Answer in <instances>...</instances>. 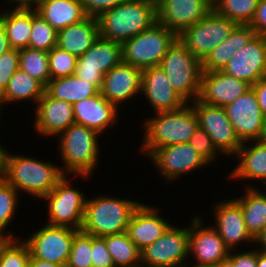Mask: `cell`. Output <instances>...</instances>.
Segmentation results:
<instances>
[{
    "label": "cell",
    "instance_id": "cell-26",
    "mask_svg": "<svg viewBox=\"0 0 266 267\" xmlns=\"http://www.w3.org/2000/svg\"><path fill=\"white\" fill-rule=\"evenodd\" d=\"M233 157H236L239 163L235 164L229 179L255 182L259 179L266 184V141L244 142Z\"/></svg>",
    "mask_w": 266,
    "mask_h": 267
},
{
    "label": "cell",
    "instance_id": "cell-38",
    "mask_svg": "<svg viewBox=\"0 0 266 267\" xmlns=\"http://www.w3.org/2000/svg\"><path fill=\"white\" fill-rule=\"evenodd\" d=\"M57 37L58 31L52 28L36 10H32L29 47L49 52L57 47Z\"/></svg>",
    "mask_w": 266,
    "mask_h": 267
},
{
    "label": "cell",
    "instance_id": "cell-31",
    "mask_svg": "<svg viewBox=\"0 0 266 267\" xmlns=\"http://www.w3.org/2000/svg\"><path fill=\"white\" fill-rule=\"evenodd\" d=\"M45 92L50 97L74 104L95 96L100 90L91 82L81 80L73 74L51 79L45 86Z\"/></svg>",
    "mask_w": 266,
    "mask_h": 267
},
{
    "label": "cell",
    "instance_id": "cell-40",
    "mask_svg": "<svg viewBox=\"0 0 266 267\" xmlns=\"http://www.w3.org/2000/svg\"><path fill=\"white\" fill-rule=\"evenodd\" d=\"M92 235L79 230L74 235L71 252L65 267H92Z\"/></svg>",
    "mask_w": 266,
    "mask_h": 267
},
{
    "label": "cell",
    "instance_id": "cell-43",
    "mask_svg": "<svg viewBox=\"0 0 266 267\" xmlns=\"http://www.w3.org/2000/svg\"><path fill=\"white\" fill-rule=\"evenodd\" d=\"M20 53L10 49L0 57V95L4 92L12 75L19 69Z\"/></svg>",
    "mask_w": 266,
    "mask_h": 267
},
{
    "label": "cell",
    "instance_id": "cell-33",
    "mask_svg": "<svg viewBox=\"0 0 266 267\" xmlns=\"http://www.w3.org/2000/svg\"><path fill=\"white\" fill-rule=\"evenodd\" d=\"M0 18L4 21V29L10 48L20 50L29 47L32 10L2 9Z\"/></svg>",
    "mask_w": 266,
    "mask_h": 267
},
{
    "label": "cell",
    "instance_id": "cell-50",
    "mask_svg": "<svg viewBox=\"0 0 266 267\" xmlns=\"http://www.w3.org/2000/svg\"><path fill=\"white\" fill-rule=\"evenodd\" d=\"M0 143V181L5 180L7 173V159L9 155L8 149L4 148V145Z\"/></svg>",
    "mask_w": 266,
    "mask_h": 267
},
{
    "label": "cell",
    "instance_id": "cell-13",
    "mask_svg": "<svg viewBox=\"0 0 266 267\" xmlns=\"http://www.w3.org/2000/svg\"><path fill=\"white\" fill-rule=\"evenodd\" d=\"M192 217L194 218L189 223V257L191 259H188V262L194 258L192 261L195 266L213 267L229 256L230 249L218 231L211 224L205 223L202 214H194Z\"/></svg>",
    "mask_w": 266,
    "mask_h": 267
},
{
    "label": "cell",
    "instance_id": "cell-52",
    "mask_svg": "<svg viewBox=\"0 0 266 267\" xmlns=\"http://www.w3.org/2000/svg\"><path fill=\"white\" fill-rule=\"evenodd\" d=\"M29 267H64L63 265H58L49 261L34 258L32 255L29 260Z\"/></svg>",
    "mask_w": 266,
    "mask_h": 267
},
{
    "label": "cell",
    "instance_id": "cell-45",
    "mask_svg": "<svg viewBox=\"0 0 266 267\" xmlns=\"http://www.w3.org/2000/svg\"><path fill=\"white\" fill-rule=\"evenodd\" d=\"M127 0H80L87 16L98 17L104 11L112 9Z\"/></svg>",
    "mask_w": 266,
    "mask_h": 267
},
{
    "label": "cell",
    "instance_id": "cell-32",
    "mask_svg": "<svg viewBox=\"0 0 266 267\" xmlns=\"http://www.w3.org/2000/svg\"><path fill=\"white\" fill-rule=\"evenodd\" d=\"M45 92V86L36 78L18 69L11 77L4 92L0 95L3 105L32 101L36 106ZM12 102V103H11Z\"/></svg>",
    "mask_w": 266,
    "mask_h": 267
},
{
    "label": "cell",
    "instance_id": "cell-7",
    "mask_svg": "<svg viewBox=\"0 0 266 267\" xmlns=\"http://www.w3.org/2000/svg\"><path fill=\"white\" fill-rule=\"evenodd\" d=\"M177 38L174 32L155 22L149 29L121 44L123 62L141 70L159 66Z\"/></svg>",
    "mask_w": 266,
    "mask_h": 267
},
{
    "label": "cell",
    "instance_id": "cell-30",
    "mask_svg": "<svg viewBox=\"0 0 266 267\" xmlns=\"http://www.w3.org/2000/svg\"><path fill=\"white\" fill-rule=\"evenodd\" d=\"M244 185V194L234 199L240 204L244 223L253 239L266 227V193L257 186ZM257 188V189H256Z\"/></svg>",
    "mask_w": 266,
    "mask_h": 267
},
{
    "label": "cell",
    "instance_id": "cell-56",
    "mask_svg": "<svg viewBox=\"0 0 266 267\" xmlns=\"http://www.w3.org/2000/svg\"><path fill=\"white\" fill-rule=\"evenodd\" d=\"M11 238L3 233H0V252L2 248L5 246V244L10 240Z\"/></svg>",
    "mask_w": 266,
    "mask_h": 267
},
{
    "label": "cell",
    "instance_id": "cell-17",
    "mask_svg": "<svg viewBox=\"0 0 266 267\" xmlns=\"http://www.w3.org/2000/svg\"><path fill=\"white\" fill-rule=\"evenodd\" d=\"M221 71L251 86L266 76V37L256 34Z\"/></svg>",
    "mask_w": 266,
    "mask_h": 267
},
{
    "label": "cell",
    "instance_id": "cell-25",
    "mask_svg": "<svg viewBox=\"0 0 266 267\" xmlns=\"http://www.w3.org/2000/svg\"><path fill=\"white\" fill-rule=\"evenodd\" d=\"M74 120L76 124L83 125L101 133L107 128L119 124V109L108 102L99 92L93 97L86 98L73 104Z\"/></svg>",
    "mask_w": 266,
    "mask_h": 267
},
{
    "label": "cell",
    "instance_id": "cell-5",
    "mask_svg": "<svg viewBox=\"0 0 266 267\" xmlns=\"http://www.w3.org/2000/svg\"><path fill=\"white\" fill-rule=\"evenodd\" d=\"M140 204V200L107 194H99L90 199L87 197L81 230L96 237L124 233L133 212Z\"/></svg>",
    "mask_w": 266,
    "mask_h": 267
},
{
    "label": "cell",
    "instance_id": "cell-60",
    "mask_svg": "<svg viewBox=\"0 0 266 267\" xmlns=\"http://www.w3.org/2000/svg\"><path fill=\"white\" fill-rule=\"evenodd\" d=\"M211 4H213L216 0H208Z\"/></svg>",
    "mask_w": 266,
    "mask_h": 267
},
{
    "label": "cell",
    "instance_id": "cell-23",
    "mask_svg": "<svg viewBox=\"0 0 266 267\" xmlns=\"http://www.w3.org/2000/svg\"><path fill=\"white\" fill-rule=\"evenodd\" d=\"M251 88L247 82L236 79L221 70L203 72L198 99L213 106L226 107Z\"/></svg>",
    "mask_w": 266,
    "mask_h": 267
},
{
    "label": "cell",
    "instance_id": "cell-51",
    "mask_svg": "<svg viewBox=\"0 0 266 267\" xmlns=\"http://www.w3.org/2000/svg\"><path fill=\"white\" fill-rule=\"evenodd\" d=\"M10 49L8 38L4 29V21L0 18V57Z\"/></svg>",
    "mask_w": 266,
    "mask_h": 267
},
{
    "label": "cell",
    "instance_id": "cell-6",
    "mask_svg": "<svg viewBox=\"0 0 266 267\" xmlns=\"http://www.w3.org/2000/svg\"><path fill=\"white\" fill-rule=\"evenodd\" d=\"M172 88L187 103L198 99L201 88L202 61L195 57L180 39L169 47L159 65Z\"/></svg>",
    "mask_w": 266,
    "mask_h": 267
},
{
    "label": "cell",
    "instance_id": "cell-28",
    "mask_svg": "<svg viewBox=\"0 0 266 267\" xmlns=\"http://www.w3.org/2000/svg\"><path fill=\"white\" fill-rule=\"evenodd\" d=\"M255 35L256 32L249 25H237L232 33L202 61L203 72L222 70L230 58Z\"/></svg>",
    "mask_w": 266,
    "mask_h": 267
},
{
    "label": "cell",
    "instance_id": "cell-59",
    "mask_svg": "<svg viewBox=\"0 0 266 267\" xmlns=\"http://www.w3.org/2000/svg\"><path fill=\"white\" fill-rule=\"evenodd\" d=\"M184 267H208V266H195V265H192V266H189L188 264Z\"/></svg>",
    "mask_w": 266,
    "mask_h": 267
},
{
    "label": "cell",
    "instance_id": "cell-12",
    "mask_svg": "<svg viewBox=\"0 0 266 267\" xmlns=\"http://www.w3.org/2000/svg\"><path fill=\"white\" fill-rule=\"evenodd\" d=\"M79 230L69 227L44 226L23 240L27 243L30 254L37 259L66 266L74 240Z\"/></svg>",
    "mask_w": 266,
    "mask_h": 267
},
{
    "label": "cell",
    "instance_id": "cell-9",
    "mask_svg": "<svg viewBox=\"0 0 266 267\" xmlns=\"http://www.w3.org/2000/svg\"><path fill=\"white\" fill-rule=\"evenodd\" d=\"M236 26L234 21L212 9L204 18L178 35V39L195 57L203 61L232 33Z\"/></svg>",
    "mask_w": 266,
    "mask_h": 267
},
{
    "label": "cell",
    "instance_id": "cell-49",
    "mask_svg": "<svg viewBox=\"0 0 266 267\" xmlns=\"http://www.w3.org/2000/svg\"><path fill=\"white\" fill-rule=\"evenodd\" d=\"M13 5L12 10H37L41 0H3Z\"/></svg>",
    "mask_w": 266,
    "mask_h": 267
},
{
    "label": "cell",
    "instance_id": "cell-55",
    "mask_svg": "<svg viewBox=\"0 0 266 267\" xmlns=\"http://www.w3.org/2000/svg\"><path fill=\"white\" fill-rule=\"evenodd\" d=\"M213 267H235V265H234L233 261L229 257H227V258L221 260L220 262H218Z\"/></svg>",
    "mask_w": 266,
    "mask_h": 267
},
{
    "label": "cell",
    "instance_id": "cell-22",
    "mask_svg": "<svg viewBox=\"0 0 266 267\" xmlns=\"http://www.w3.org/2000/svg\"><path fill=\"white\" fill-rule=\"evenodd\" d=\"M153 111H173L187 102L172 88L165 71L160 66L142 70L141 92Z\"/></svg>",
    "mask_w": 266,
    "mask_h": 267
},
{
    "label": "cell",
    "instance_id": "cell-19",
    "mask_svg": "<svg viewBox=\"0 0 266 267\" xmlns=\"http://www.w3.org/2000/svg\"><path fill=\"white\" fill-rule=\"evenodd\" d=\"M215 217V225L212 226L218 231L220 237L230 250H238L246 244H254V239L248 233L240 204L234 199L220 200L212 208Z\"/></svg>",
    "mask_w": 266,
    "mask_h": 267
},
{
    "label": "cell",
    "instance_id": "cell-36",
    "mask_svg": "<svg viewBox=\"0 0 266 267\" xmlns=\"http://www.w3.org/2000/svg\"><path fill=\"white\" fill-rule=\"evenodd\" d=\"M260 0H216L213 9L237 25H250Z\"/></svg>",
    "mask_w": 266,
    "mask_h": 267
},
{
    "label": "cell",
    "instance_id": "cell-1",
    "mask_svg": "<svg viewBox=\"0 0 266 267\" xmlns=\"http://www.w3.org/2000/svg\"><path fill=\"white\" fill-rule=\"evenodd\" d=\"M153 114L154 117L152 115L143 121L144 136L140 152L146 157L155 149L189 142L199 126L191 103L177 110Z\"/></svg>",
    "mask_w": 266,
    "mask_h": 267
},
{
    "label": "cell",
    "instance_id": "cell-42",
    "mask_svg": "<svg viewBox=\"0 0 266 267\" xmlns=\"http://www.w3.org/2000/svg\"><path fill=\"white\" fill-rule=\"evenodd\" d=\"M209 165L222 155L213 145L209 134L201 127L195 130L188 142Z\"/></svg>",
    "mask_w": 266,
    "mask_h": 267
},
{
    "label": "cell",
    "instance_id": "cell-57",
    "mask_svg": "<svg viewBox=\"0 0 266 267\" xmlns=\"http://www.w3.org/2000/svg\"><path fill=\"white\" fill-rule=\"evenodd\" d=\"M148 1L151 2L152 4H154L155 6H157L163 0H148Z\"/></svg>",
    "mask_w": 266,
    "mask_h": 267
},
{
    "label": "cell",
    "instance_id": "cell-44",
    "mask_svg": "<svg viewBox=\"0 0 266 267\" xmlns=\"http://www.w3.org/2000/svg\"><path fill=\"white\" fill-rule=\"evenodd\" d=\"M92 267H115L105 239L92 235Z\"/></svg>",
    "mask_w": 266,
    "mask_h": 267
},
{
    "label": "cell",
    "instance_id": "cell-11",
    "mask_svg": "<svg viewBox=\"0 0 266 267\" xmlns=\"http://www.w3.org/2000/svg\"><path fill=\"white\" fill-rule=\"evenodd\" d=\"M198 125L212 139L213 145L223 156L233 157L243 144L231 124L225 108L213 106L196 99L191 103Z\"/></svg>",
    "mask_w": 266,
    "mask_h": 267
},
{
    "label": "cell",
    "instance_id": "cell-18",
    "mask_svg": "<svg viewBox=\"0 0 266 267\" xmlns=\"http://www.w3.org/2000/svg\"><path fill=\"white\" fill-rule=\"evenodd\" d=\"M212 9L208 0H163L156 6L157 22L178 36Z\"/></svg>",
    "mask_w": 266,
    "mask_h": 267
},
{
    "label": "cell",
    "instance_id": "cell-16",
    "mask_svg": "<svg viewBox=\"0 0 266 267\" xmlns=\"http://www.w3.org/2000/svg\"><path fill=\"white\" fill-rule=\"evenodd\" d=\"M224 108L242 143L264 139L266 118L252 88Z\"/></svg>",
    "mask_w": 266,
    "mask_h": 267
},
{
    "label": "cell",
    "instance_id": "cell-29",
    "mask_svg": "<svg viewBox=\"0 0 266 267\" xmlns=\"http://www.w3.org/2000/svg\"><path fill=\"white\" fill-rule=\"evenodd\" d=\"M36 11L57 31L87 17L80 0H41Z\"/></svg>",
    "mask_w": 266,
    "mask_h": 267
},
{
    "label": "cell",
    "instance_id": "cell-15",
    "mask_svg": "<svg viewBox=\"0 0 266 267\" xmlns=\"http://www.w3.org/2000/svg\"><path fill=\"white\" fill-rule=\"evenodd\" d=\"M148 158L166 182L210 166L188 142L155 149Z\"/></svg>",
    "mask_w": 266,
    "mask_h": 267
},
{
    "label": "cell",
    "instance_id": "cell-39",
    "mask_svg": "<svg viewBox=\"0 0 266 267\" xmlns=\"http://www.w3.org/2000/svg\"><path fill=\"white\" fill-rule=\"evenodd\" d=\"M20 238H11L0 252V267H29L30 250ZM21 241V242H20Z\"/></svg>",
    "mask_w": 266,
    "mask_h": 267
},
{
    "label": "cell",
    "instance_id": "cell-3",
    "mask_svg": "<svg viewBox=\"0 0 266 267\" xmlns=\"http://www.w3.org/2000/svg\"><path fill=\"white\" fill-rule=\"evenodd\" d=\"M10 152L7 159L5 180L20 194L42 199L65 176L59 164L54 161L39 160L36 157ZM55 163V164H54Z\"/></svg>",
    "mask_w": 266,
    "mask_h": 267
},
{
    "label": "cell",
    "instance_id": "cell-14",
    "mask_svg": "<svg viewBox=\"0 0 266 267\" xmlns=\"http://www.w3.org/2000/svg\"><path fill=\"white\" fill-rule=\"evenodd\" d=\"M122 61L121 43L99 37L78 57L74 75L91 82L100 90L104 75Z\"/></svg>",
    "mask_w": 266,
    "mask_h": 267
},
{
    "label": "cell",
    "instance_id": "cell-10",
    "mask_svg": "<svg viewBox=\"0 0 266 267\" xmlns=\"http://www.w3.org/2000/svg\"><path fill=\"white\" fill-rule=\"evenodd\" d=\"M142 267H184L189 262V225H171L156 241L141 250Z\"/></svg>",
    "mask_w": 266,
    "mask_h": 267
},
{
    "label": "cell",
    "instance_id": "cell-2",
    "mask_svg": "<svg viewBox=\"0 0 266 267\" xmlns=\"http://www.w3.org/2000/svg\"><path fill=\"white\" fill-rule=\"evenodd\" d=\"M100 136L97 131L76 123L57 136L64 175L90 178L100 161Z\"/></svg>",
    "mask_w": 266,
    "mask_h": 267
},
{
    "label": "cell",
    "instance_id": "cell-48",
    "mask_svg": "<svg viewBox=\"0 0 266 267\" xmlns=\"http://www.w3.org/2000/svg\"><path fill=\"white\" fill-rule=\"evenodd\" d=\"M251 88L255 92L260 109L266 118V76L259 79Z\"/></svg>",
    "mask_w": 266,
    "mask_h": 267
},
{
    "label": "cell",
    "instance_id": "cell-24",
    "mask_svg": "<svg viewBox=\"0 0 266 267\" xmlns=\"http://www.w3.org/2000/svg\"><path fill=\"white\" fill-rule=\"evenodd\" d=\"M158 209L151 204L141 203L131 216L126 232L140 251L156 241L172 225L166 217L159 215Z\"/></svg>",
    "mask_w": 266,
    "mask_h": 267
},
{
    "label": "cell",
    "instance_id": "cell-21",
    "mask_svg": "<svg viewBox=\"0 0 266 267\" xmlns=\"http://www.w3.org/2000/svg\"><path fill=\"white\" fill-rule=\"evenodd\" d=\"M142 70L123 61L103 78L101 95L118 109L141 92Z\"/></svg>",
    "mask_w": 266,
    "mask_h": 267
},
{
    "label": "cell",
    "instance_id": "cell-8",
    "mask_svg": "<svg viewBox=\"0 0 266 267\" xmlns=\"http://www.w3.org/2000/svg\"><path fill=\"white\" fill-rule=\"evenodd\" d=\"M71 183V179L65 175L50 193L42 198L48 206L46 223L81 230L87 196Z\"/></svg>",
    "mask_w": 266,
    "mask_h": 267
},
{
    "label": "cell",
    "instance_id": "cell-35",
    "mask_svg": "<svg viewBox=\"0 0 266 267\" xmlns=\"http://www.w3.org/2000/svg\"><path fill=\"white\" fill-rule=\"evenodd\" d=\"M19 53V69L46 86L51 80L48 52L27 47L20 49Z\"/></svg>",
    "mask_w": 266,
    "mask_h": 267
},
{
    "label": "cell",
    "instance_id": "cell-53",
    "mask_svg": "<svg viewBox=\"0 0 266 267\" xmlns=\"http://www.w3.org/2000/svg\"><path fill=\"white\" fill-rule=\"evenodd\" d=\"M254 244L258 251L266 252V227L254 239Z\"/></svg>",
    "mask_w": 266,
    "mask_h": 267
},
{
    "label": "cell",
    "instance_id": "cell-58",
    "mask_svg": "<svg viewBox=\"0 0 266 267\" xmlns=\"http://www.w3.org/2000/svg\"><path fill=\"white\" fill-rule=\"evenodd\" d=\"M3 107V108H2ZM2 109H4V106H3V103H2V100H1V98H0V119H2ZM2 120H0V122H1Z\"/></svg>",
    "mask_w": 266,
    "mask_h": 267
},
{
    "label": "cell",
    "instance_id": "cell-54",
    "mask_svg": "<svg viewBox=\"0 0 266 267\" xmlns=\"http://www.w3.org/2000/svg\"><path fill=\"white\" fill-rule=\"evenodd\" d=\"M257 267H266V252L257 250Z\"/></svg>",
    "mask_w": 266,
    "mask_h": 267
},
{
    "label": "cell",
    "instance_id": "cell-34",
    "mask_svg": "<svg viewBox=\"0 0 266 267\" xmlns=\"http://www.w3.org/2000/svg\"><path fill=\"white\" fill-rule=\"evenodd\" d=\"M115 267L141 266V251L127 232L103 236Z\"/></svg>",
    "mask_w": 266,
    "mask_h": 267
},
{
    "label": "cell",
    "instance_id": "cell-46",
    "mask_svg": "<svg viewBox=\"0 0 266 267\" xmlns=\"http://www.w3.org/2000/svg\"><path fill=\"white\" fill-rule=\"evenodd\" d=\"M252 247L254 248L252 250H238L239 253H237V250L236 252L230 250L228 257L233 261L235 267H257V249L254 245Z\"/></svg>",
    "mask_w": 266,
    "mask_h": 267
},
{
    "label": "cell",
    "instance_id": "cell-27",
    "mask_svg": "<svg viewBox=\"0 0 266 267\" xmlns=\"http://www.w3.org/2000/svg\"><path fill=\"white\" fill-rule=\"evenodd\" d=\"M98 38L97 18L87 16L84 20L58 31L57 47L80 57Z\"/></svg>",
    "mask_w": 266,
    "mask_h": 267
},
{
    "label": "cell",
    "instance_id": "cell-37",
    "mask_svg": "<svg viewBox=\"0 0 266 267\" xmlns=\"http://www.w3.org/2000/svg\"><path fill=\"white\" fill-rule=\"evenodd\" d=\"M20 195L18 191L6 180L0 181V233L8 235L10 238H19L14 235L8 226L13 222V217L17 215L19 209ZM12 221V222H11ZM9 228V230H8Z\"/></svg>",
    "mask_w": 266,
    "mask_h": 267
},
{
    "label": "cell",
    "instance_id": "cell-4",
    "mask_svg": "<svg viewBox=\"0 0 266 267\" xmlns=\"http://www.w3.org/2000/svg\"><path fill=\"white\" fill-rule=\"evenodd\" d=\"M99 37L123 43L157 22L156 6L148 0H127L97 17Z\"/></svg>",
    "mask_w": 266,
    "mask_h": 267
},
{
    "label": "cell",
    "instance_id": "cell-20",
    "mask_svg": "<svg viewBox=\"0 0 266 267\" xmlns=\"http://www.w3.org/2000/svg\"><path fill=\"white\" fill-rule=\"evenodd\" d=\"M34 130L40 137H57L75 123L73 104L44 92L34 109Z\"/></svg>",
    "mask_w": 266,
    "mask_h": 267
},
{
    "label": "cell",
    "instance_id": "cell-47",
    "mask_svg": "<svg viewBox=\"0 0 266 267\" xmlns=\"http://www.w3.org/2000/svg\"><path fill=\"white\" fill-rule=\"evenodd\" d=\"M256 34L266 37V0H260L253 20L249 25Z\"/></svg>",
    "mask_w": 266,
    "mask_h": 267
},
{
    "label": "cell",
    "instance_id": "cell-41",
    "mask_svg": "<svg viewBox=\"0 0 266 267\" xmlns=\"http://www.w3.org/2000/svg\"><path fill=\"white\" fill-rule=\"evenodd\" d=\"M51 79L73 75L78 57L67 51L54 47L48 52Z\"/></svg>",
    "mask_w": 266,
    "mask_h": 267
}]
</instances>
